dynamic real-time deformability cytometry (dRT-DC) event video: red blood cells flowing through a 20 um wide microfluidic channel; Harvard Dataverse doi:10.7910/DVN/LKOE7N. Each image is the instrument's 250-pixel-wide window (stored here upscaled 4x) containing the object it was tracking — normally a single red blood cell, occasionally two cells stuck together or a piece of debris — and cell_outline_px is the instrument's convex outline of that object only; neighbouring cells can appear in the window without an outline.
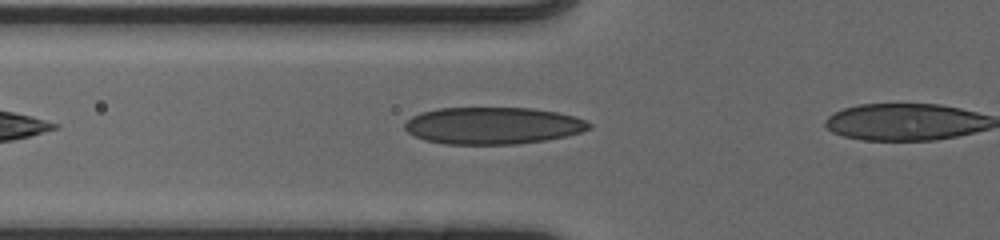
{"species": "human", "species_latin": "Homo sapiens", "temperature_condition": "cold", "stored_images_in_passage": 30, "camera_frame_rate_fps": 3000, "um_per_image_px": 0.085, "donor": {"sex": "male"}, "frame": {"image": 1, "passage_image": 6, "time_ms": 1.667, "image_size_px": [1000, 240], "cell_outline_px": [[592, 128], [580, 132], [564, 136], [544, 140], [516, 144], [444, 144], [424, 140], [408, 132], [404, 128], [404, 124], [412, 116], [420, 112], [440, 108], [532, 108], [556, 112], [576, 116], [592, 124]], "centroid_in_image_um": [41.88, 10.67], "position_along_channel_um": 83.9, "area_um2": 39.71}}
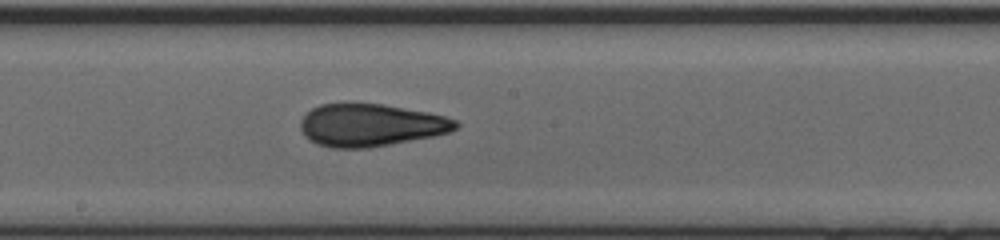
{"frame": {"image": 2, "passage_image": 16, "time_ms": 5.0, "image_size_px": [1000, 240], "cell_outline_px": [[460, 124], [456, 128], [448, 132], [432, 136], [368, 148], [332, 148], [316, 144], [304, 136], [300, 128], [300, 120], [312, 108], [320, 104], [352, 100], [384, 104], [428, 112], [444, 116], [456, 120]], "centroid_in_image_um": [31.44, 10.59], "position_along_channel_um": 216.8, "area_um2": 39.19}}
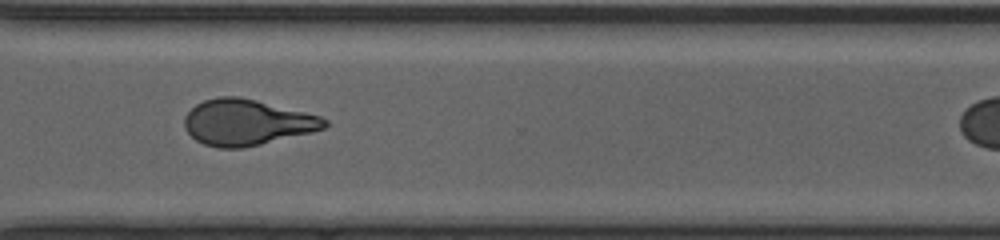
{"frame": {"image": 3, "passage_image": 26, "time_ms": 8.333, "image_size_px": [1000, 240], "cell_outline_px": [[328, 124], [324, 128], [312, 132], [260, 144], [240, 148], [220, 148], [204, 144], [196, 140], [184, 128], [184, 116], [196, 104], [204, 100], [216, 96], [236, 96], [256, 100], [320, 116], [328, 120]], "centroid_in_image_um": [20.95, 10.4], "position_along_channel_um": 349.6, "area_um2": 37.22}}